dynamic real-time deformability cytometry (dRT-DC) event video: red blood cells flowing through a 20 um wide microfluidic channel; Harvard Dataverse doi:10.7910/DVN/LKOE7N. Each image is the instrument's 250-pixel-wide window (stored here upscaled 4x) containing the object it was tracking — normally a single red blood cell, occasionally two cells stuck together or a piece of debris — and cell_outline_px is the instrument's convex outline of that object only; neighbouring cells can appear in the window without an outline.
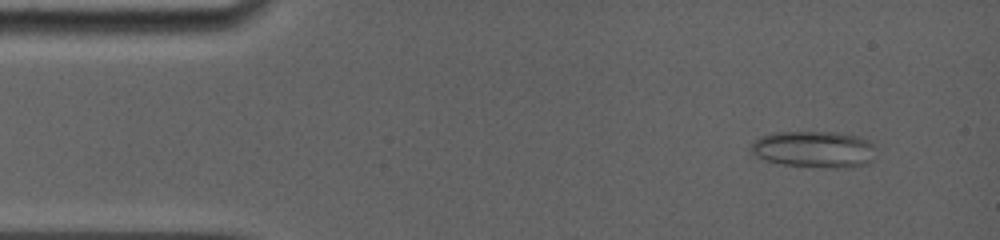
{"species": "common noctule bat (a hibernating species)", "species_latin": "Nyctalus noctula", "temperature_condition": "room temperature", "stored_images_in_passage": 84, "camera_frame_rate_fps": 5000, "um_per_image_px": 0.085, "animal": {"sex": "female", "body_mass_g": 19.0, "forearm_length_mm": 56.7}, "frame": {"image": 1, "passage_image": 7, "time_ms": 1.0, "image_size_px": [1000, 240], "cell_outline_px": [[872, 160], [868, 164], [848, 168], [824, 168], [784, 164], [764, 160], [756, 156], [752, 152], [752, 140], [760, 136], [776, 132], [836, 132], [860, 136], [868, 140], [872, 144]], "centroid_in_image_um": [69.19, 12.69], "position_along_channel_um": 15.8, "area_um2": 26.76}}
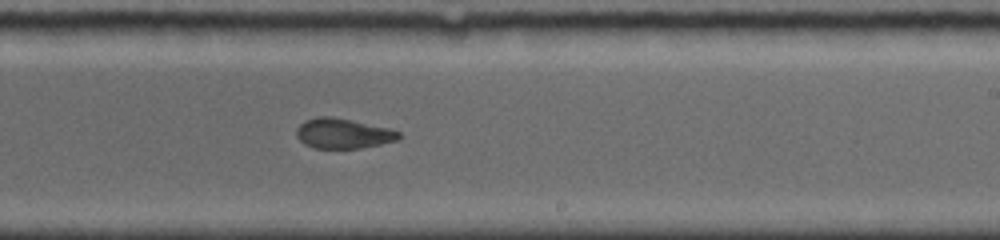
{"frame": {"image": 2, "passage_image": 55, "time_ms": 9.4, "image_size_px": [1000, 240], "cell_outline_px": [[400, 136], [396, 140], [380, 144], [360, 148], [312, 148], [304, 144], [296, 136], [296, 128], [304, 120], [316, 116], [332, 116], [352, 120], [388, 128], [400, 132]], "centroid_in_image_um": [29.1, 11.33], "position_along_channel_um": 259.9, "area_um2": 17.98}}
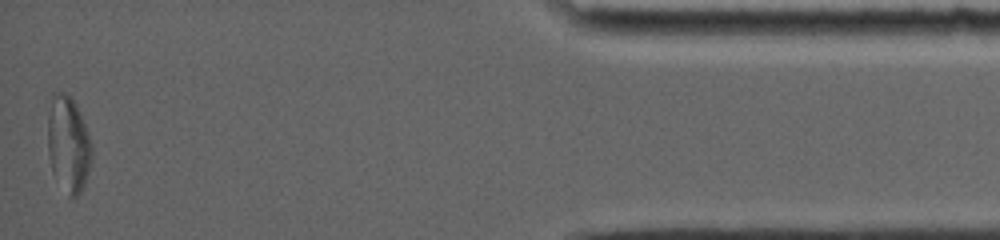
{"frame": {"image": 3, "passage_image": 84, "time_ms": 15.4, "image_size_px": [1000, 240], "cell_outline_px": [[92, 156], [84, 184], [80, 192], [76, 196], [68, 196], [52, 172], [48, 152], [48, 116], [52, 92], [64, 92], [76, 104], [80, 112], [88, 132], [92, 148]], "centroid_in_image_um": [5.79, 12.23], "position_along_channel_um": 429.4, "area_um2": 24.45}, "authors_computed_cell_mechanics": {"area_um2": 19.2763, "velocity_mm_per_s": 3.9079, "shape_relaxation_time_tau1_ms": null, "shape_relaxation_time_tau2_ms": 1.7437, "deformation_change_tau1": null, "deformation_change_tau2": 0.0791}}